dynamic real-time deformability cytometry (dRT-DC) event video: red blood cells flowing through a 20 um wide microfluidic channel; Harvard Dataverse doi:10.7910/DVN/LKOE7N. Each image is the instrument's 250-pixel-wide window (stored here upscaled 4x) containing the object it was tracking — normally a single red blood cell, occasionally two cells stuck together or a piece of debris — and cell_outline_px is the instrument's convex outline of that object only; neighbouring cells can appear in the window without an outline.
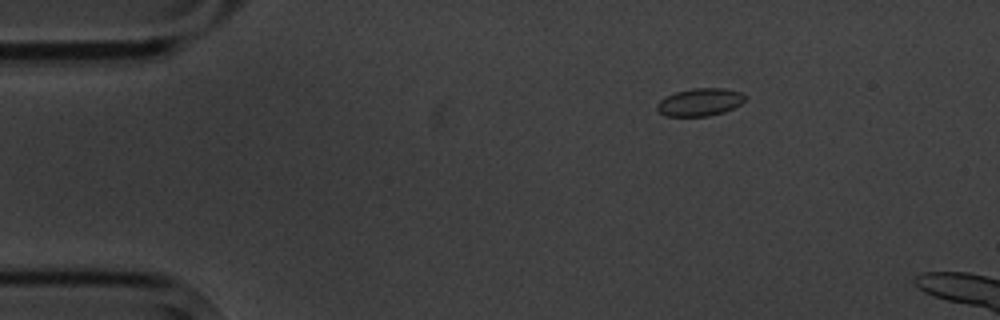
{"species": "common noctule bat (a hibernating species)", "species_latin": "Nyctalus noctula", "temperature_condition": "cold", "stored_images_in_passage": 5, "camera_frame_rate_fps": 3000, "um_per_image_px": 0.085, "animal": {"sex": "male", "body_mass_g": 20.1, "forearm_length_mm": 53.5}, "frame": {"image": 1, "passage_image": 2, "time_ms": 2.0, "image_size_px": [1000, 320], "cell_outline_px": [[748, 96], [740, 104], [724, 112], [708, 116], [664, 116], [656, 108], [656, 104], [660, 100], [676, 92], [692, 88], [724, 88], [740, 92]], "centroid_in_image_um": [59.5, 8.68], "position_along_channel_um": 25.5, "area_um2": 14.16}}
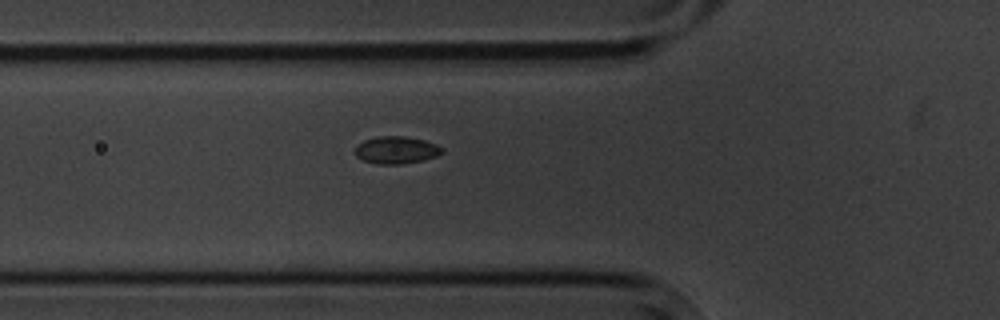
{"frame": {"image": 2, "passage_image": 5, "time_ms": 5.667, "image_size_px": [1000, 320], "cell_outline_px": [[444, 152], [436, 156], [424, 160], [400, 164], [376, 164], [364, 160], [356, 156], [356, 144], [364, 140], [376, 136], [404, 136], [424, 140], [436, 144], [444, 148]], "centroid_in_image_um": [33.7, 12.75], "position_along_channel_um": 92.1, "area_um2": 13.93}}